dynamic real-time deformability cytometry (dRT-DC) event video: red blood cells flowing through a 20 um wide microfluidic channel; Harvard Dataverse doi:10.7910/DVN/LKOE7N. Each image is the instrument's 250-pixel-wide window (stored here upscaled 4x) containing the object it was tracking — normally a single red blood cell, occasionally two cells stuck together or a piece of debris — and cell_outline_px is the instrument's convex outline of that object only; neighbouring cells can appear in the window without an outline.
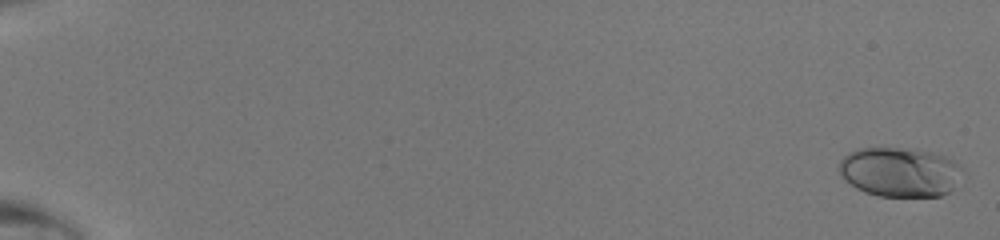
{"species": "human", "species_latin": "Homo sapiens", "temperature_condition": "room temperature", "stored_images_in_passage": 50, "camera_frame_rate_fps": 3000, "um_per_image_px": 0.085, "donor": {"sex": "male"}, "frame": {"image": 1, "passage_image": 2, "time_ms": 0.333, "image_size_px": [1000, 240], "cell_outline_px": [[956, 164], [948, 192], [940, 196], [880, 196], [864, 192], [856, 188], [840, 172], [840, 160], [848, 152], [864, 148], [896, 148], [932, 152], [944, 156], [952, 160]], "centroid_in_image_um": [76.34, 14.61], "position_along_channel_um": 8.7, "area_um2": 33.93}}
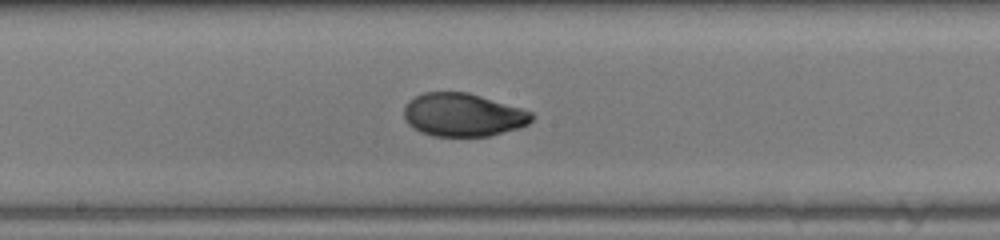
{"frame": {"image": 2, "passage_image": 30, "time_ms": 9.667, "image_size_px": [1000, 240], "cell_outline_px": [[532, 120], [528, 124], [520, 128], [488, 136], [432, 136], [420, 132], [408, 124], [404, 116], [404, 108], [408, 100], [424, 92], [468, 92], [520, 108], [532, 112]], "centroid_in_image_um": [39.33, 9.77], "position_along_channel_um": 208.9, "area_um2": 32.08}}
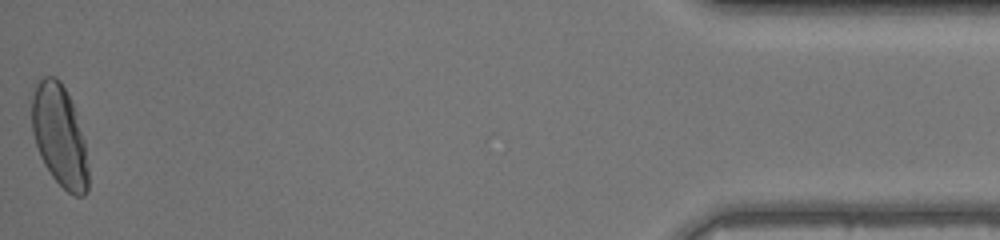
{"frame": {"image": 3, "passage_image": 50, "time_ms": 16.333, "image_size_px": [1000, 240], "cell_outline_px": [[88, 192], [84, 196], [76, 196], [68, 192], [52, 176], [44, 164], [40, 156], [32, 132], [32, 92], [36, 80], [40, 76], [56, 76], [60, 80], [76, 112], [84, 140], [88, 168]], "centroid_in_image_um": [5.04, 11.51], "position_along_channel_um": 430.2, "area_um2": 33.58}}